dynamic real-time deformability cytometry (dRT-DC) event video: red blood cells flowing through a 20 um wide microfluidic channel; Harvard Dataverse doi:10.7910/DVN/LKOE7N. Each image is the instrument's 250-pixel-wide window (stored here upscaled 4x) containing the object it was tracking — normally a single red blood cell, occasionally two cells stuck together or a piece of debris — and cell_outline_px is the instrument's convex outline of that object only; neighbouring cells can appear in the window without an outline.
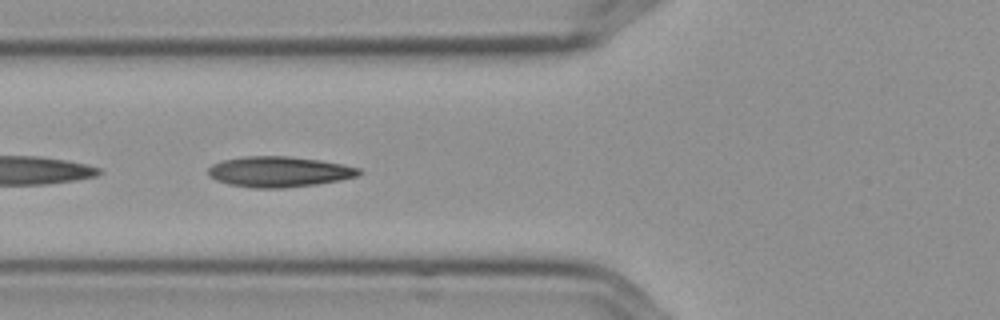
{"species": "Egyptian fruit bat (a non-hibernating species)", "species_latin": "Rousettus aegyptiacus", "temperature_condition": "cold", "stored_images_in_passage": 7, "camera_frame_rate_fps": 3000, "um_per_image_px": 0.085, "frame": {"image": 1, "passage_image": 6, "time_ms": 1.667, "image_size_px": [1000, 320], "cell_outline_px": [[364, 172], [356, 176], [340, 180], [316, 184], [284, 188], [256, 188], [228, 184], [216, 180], [208, 176], [208, 168], [212, 164], [224, 160], [244, 156], [288, 156], [320, 160], [360, 168]], "centroid_in_image_um": [23.71, 14.6], "position_along_channel_um": 102.1, "area_um2": 26.82}}